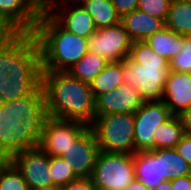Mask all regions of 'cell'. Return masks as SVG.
Here are the masks:
<instances>
[{"instance_id":"6da1fadb","label":"cell","mask_w":191,"mask_h":190,"mask_svg":"<svg viewBox=\"0 0 191 190\" xmlns=\"http://www.w3.org/2000/svg\"><path fill=\"white\" fill-rule=\"evenodd\" d=\"M41 52L34 33L0 31V99L17 100L41 85Z\"/></svg>"},{"instance_id":"7a4b0ae2","label":"cell","mask_w":191,"mask_h":190,"mask_svg":"<svg viewBox=\"0 0 191 190\" xmlns=\"http://www.w3.org/2000/svg\"><path fill=\"white\" fill-rule=\"evenodd\" d=\"M46 117L41 85L32 94L1 102L0 158L9 160L16 153L39 147Z\"/></svg>"},{"instance_id":"3957f363","label":"cell","mask_w":191,"mask_h":190,"mask_svg":"<svg viewBox=\"0 0 191 190\" xmlns=\"http://www.w3.org/2000/svg\"><path fill=\"white\" fill-rule=\"evenodd\" d=\"M47 116L78 121L90 127L95 118V98L88 83L68 71H42Z\"/></svg>"},{"instance_id":"277c9868","label":"cell","mask_w":191,"mask_h":190,"mask_svg":"<svg viewBox=\"0 0 191 190\" xmlns=\"http://www.w3.org/2000/svg\"><path fill=\"white\" fill-rule=\"evenodd\" d=\"M169 61L145 41L132 43L130 55L122 61L123 83L136 88L143 102L163 101Z\"/></svg>"},{"instance_id":"5b68a950","label":"cell","mask_w":191,"mask_h":190,"mask_svg":"<svg viewBox=\"0 0 191 190\" xmlns=\"http://www.w3.org/2000/svg\"><path fill=\"white\" fill-rule=\"evenodd\" d=\"M33 33L42 71H68L88 52V39L64 29L52 16L39 18Z\"/></svg>"},{"instance_id":"8992f818","label":"cell","mask_w":191,"mask_h":190,"mask_svg":"<svg viewBox=\"0 0 191 190\" xmlns=\"http://www.w3.org/2000/svg\"><path fill=\"white\" fill-rule=\"evenodd\" d=\"M90 128L95 134L100 151L134 154V114L96 116Z\"/></svg>"},{"instance_id":"52a82bcc","label":"cell","mask_w":191,"mask_h":190,"mask_svg":"<svg viewBox=\"0 0 191 190\" xmlns=\"http://www.w3.org/2000/svg\"><path fill=\"white\" fill-rule=\"evenodd\" d=\"M90 179L97 190H125L135 179L134 154L99 151Z\"/></svg>"},{"instance_id":"ba28073f","label":"cell","mask_w":191,"mask_h":190,"mask_svg":"<svg viewBox=\"0 0 191 190\" xmlns=\"http://www.w3.org/2000/svg\"><path fill=\"white\" fill-rule=\"evenodd\" d=\"M175 148L154 149L134 154L135 179L149 190L165 180H171L174 171Z\"/></svg>"},{"instance_id":"9c48e42d","label":"cell","mask_w":191,"mask_h":190,"mask_svg":"<svg viewBox=\"0 0 191 190\" xmlns=\"http://www.w3.org/2000/svg\"><path fill=\"white\" fill-rule=\"evenodd\" d=\"M88 128L86 124L78 121L47 116L43 124L39 148L49 156L62 157Z\"/></svg>"},{"instance_id":"30bf717a","label":"cell","mask_w":191,"mask_h":190,"mask_svg":"<svg viewBox=\"0 0 191 190\" xmlns=\"http://www.w3.org/2000/svg\"><path fill=\"white\" fill-rule=\"evenodd\" d=\"M172 115L164 101L143 102L134 113V154L155 149L154 131Z\"/></svg>"},{"instance_id":"8fae6325","label":"cell","mask_w":191,"mask_h":190,"mask_svg":"<svg viewBox=\"0 0 191 190\" xmlns=\"http://www.w3.org/2000/svg\"><path fill=\"white\" fill-rule=\"evenodd\" d=\"M9 161L21 173L29 190L53 189V179L49 170L50 156L39 147L16 153Z\"/></svg>"},{"instance_id":"7c38bea8","label":"cell","mask_w":191,"mask_h":190,"mask_svg":"<svg viewBox=\"0 0 191 190\" xmlns=\"http://www.w3.org/2000/svg\"><path fill=\"white\" fill-rule=\"evenodd\" d=\"M133 41L123 24L97 29L88 38V51L103 57L108 62L123 61L130 55Z\"/></svg>"},{"instance_id":"4fadbf2b","label":"cell","mask_w":191,"mask_h":190,"mask_svg":"<svg viewBox=\"0 0 191 190\" xmlns=\"http://www.w3.org/2000/svg\"><path fill=\"white\" fill-rule=\"evenodd\" d=\"M99 151L95 134L89 127L72 143V146L68 152L62 155V158H66V163L78 178H90Z\"/></svg>"},{"instance_id":"5bb4252c","label":"cell","mask_w":191,"mask_h":190,"mask_svg":"<svg viewBox=\"0 0 191 190\" xmlns=\"http://www.w3.org/2000/svg\"><path fill=\"white\" fill-rule=\"evenodd\" d=\"M142 104L138 90L123 83L95 99V117L113 113L134 114Z\"/></svg>"},{"instance_id":"9a60e30c","label":"cell","mask_w":191,"mask_h":190,"mask_svg":"<svg viewBox=\"0 0 191 190\" xmlns=\"http://www.w3.org/2000/svg\"><path fill=\"white\" fill-rule=\"evenodd\" d=\"M38 20L25 0H0V31L33 33Z\"/></svg>"},{"instance_id":"2e32d148","label":"cell","mask_w":191,"mask_h":190,"mask_svg":"<svg viewBox=\"0 0 191 190\" xmlns=\"http://www.w3.org/2000/svg\"><path fill=\"white\" fill-rule=\"evenodd\" d=\"M163 101L173 115L191 106V73L169 71Z\"/></svg>"},{"instance_id":"e0dca14e","label":"cell","mask_w":191,"mask_h":190,"mask_svg":"<svg viewBox=\"0 0 191 190\" xmlns=\"http://www.w3.org/2000/svg\"><path fill=\"white\" fill-rule=\"evenodd\" d=\"M52 17L66 30L83 38H89L96 32L91 15L79 5L60 7Z\"/></svg>"},{"instance_id":"ac0fdd59","label":"cell","mask_w":191,"mask_h":190,"mask_svg":"<svg viewBox=\"0 0 191 190\" xmlns=\"http://www.w3.org/2000/svg\"><path fill=\"white\" fill-rule=\"evenodd\" d=\"M125 30L133 42L145 41L148 37L165 27V21L142 12L138 9L121 18Z\"/></svg>"},{"instance_id":"d6986e66","label":"cell","mask_w":191,"mask_h":190,"mask_svg":"<svg viewBox=\"0 0 191 190\" xmlns=\"http://www.w3.org/2000/svg\"><path fill=\"white\" fill-rule=\"evenodd\" d=\"M145 42L161 57L170 61L182 49L183 36L164 27L148 37Z\"/></svg>"},{"instance_id":"ffe728a7","label":"cell","mask_w":191,"mask_h":190,"mask_svg":"<svg viewBox=\"0 0 191 190\" xmlns=\"http://www.w3.org/2000/svg\"><path fill=\"white\" fill-rule=\"evenodd\" d=\"M165 27L181 36L191 35V0H172Z\"/></svg>"},{"instance_id":"44dd1931","label":"cell","mask_w":191,"mask_h":190,"mask_svg":"<svg viewBox=\"0 0 191 190\" xmlns=\"http://www.w3.org/2000/svg\"><path fill=\"white\" fill-rule=\"evenodd\" d=\"M81 5L93 18L96 29L114 26L121 22L112 1L84 0Z\"/></svg>"},{"instance_id":"7402d4cb","label":"cell","mask_w":191,"mask_h":190,"mask_svg":"<svg viewBox=\"0 0 191 190\" xmlns=\"http://www.w3.org/2000/svg\"><path fill=\"white\" fill-rule=\"evenodd\" d=\"M123 84L122 61L109 62L106 67L89 83L93 97L119 87Z\"/></svg>"},{"instance_id":"603a6c76","label":"cell","mask_w":191,"mask_h":190,"mask_svg":"<svg viewBox=\"0 0 191 190\" xmlns=\"http://www.w3.org/2000/svg\"><path fill=\"white\" fill-rule=\"evenodd\" d=\"M155 149L175 148L184 136L183 126L178 115H172L154 131Z\"/></svg>"},{"instance_id":"cb8c5ba5","label":"cell","mask_w":191,"mask_h":190,"mask_svg":"<svg viewBox=\"0 0 191 190\" xmlns=\"http://www.w3.org/2000/svg\"><path fill=\"white\" fill-rule=\"evenodd\" d=\"M108 63L103 57L88 51L68 72L73 77L89 84Z\"/></svg>"},{"instance_id":"d4e9b609","label":"cell","mask_w":191,"mask_h":190,"mask_svg":"<svg viewBox=\"0 0 191 190\" xmlns=\"http://www.w3.org/2000/svg\"><path fill=\"white\" fill-rule=\"evenodd\" d=\"M0 190H29L21 173L9 160L0 163Z\"/></svg>"},{"instance_id":"484cf974","label":"cell","mask_w":191,"mask_h":190,"mask_svg":"<svg viewBox=\"0 0 191 190\" xmlns=\"http://www.w3.org/2000/svg\"><path fill=\"white\" fill-rule=\"evenodd\" d=\"M49 170L53 179V189H60L69 182L78 179L68 163H66V158L50 156Z\"/></svg>"},{"instance_id":"4316f807","label":"cell","mask_w":191,"mask_h":190,"mask_svg":"<svg viewBox=\"0 0 191 190\" xmlns=\"http://www.w3.org/2000/svg\"><path fill=\"white\" fill-rule=\"evenodd\" d=\"M170 71L191 73V35L183 36L181 51L169 61Z\"/></svg>"},{"instance_id":"83f0119b","label":"cell","mask_w":191,"mask_h":190,"mask_svg":"<svg viewBox=\"0 0 191 190\" xmlns=\"http://www.w3.org/2000/svg\"><path fill=\"white\" fill-rule=\"evenodd\" d=\"M171 1L172 0H138L137 9L150 16L166 21Z\"/></svg>"},{"instance_id":"f1b7e54d","label":"cell","mask_w":191,"mask_h":190,"mask_svg":"<svg viewBox=\"0 0 191 190\" xmlns=\"http://www.w3.org/2000/svg\"><path fill=\"white\" fill-rule=\"evenodd\" d=\"M30 11L39 19L52 16L60 8V0H25Z\"/></svg>"},{"instance_id":"f546056e","label":"cell","mask_w":191,"mask_h":190,"mask_svg":"<svg viewBox=\"0 0 191 190\" xmlns=\"http://www.w3.org/2000/svg\"><path fill=\"white\" fill-rule=\"evenodd\" d=\"M188 175H191V166L175 150L174 171L171 173V179L185 177Z\"/></svg>"},{"instance_id":"4dcf8cb0","label":"cell","mask_w":191,"mask_h":190,"mask_svg":"<svg viewBox=\"0 0 191 190\" xmlns=\"http://www.w3.org/2000/svg\"><path fill=\"white\" fill-rule=\"evenodd\" d=\"M175 150L191 166V135L184 134L179 143L175 146Z\"/></svg>"},{"instance_id":"1f68e13d","label":"cell","mask_w":191,"mask_h":190,"mask_svg":"<svg viewBox=\"0 0 191 190\" xmlns=\"http://www.w3.org/2000/svg\"><path fill=\"white\" fill-rule=\"evenodd\" d=\"M112 2L121 18L137 9L138 5V0H113Z\"/></svg>"},{"instance_id":"d6a6232c","label":"cell","mask_w":191,"mask_h":190,"mask_svg":"<svg viewBox=\"0 0 191 190\" xmlns=\"http://www.w3.org/2000/svg\"><path fill=\"white\" fill-rule=\"evenodd\" d=\"M60 190H97L90 178H78L75 181L69 182L67 185L60 188Z\"/></svg>"},{"instance_id":"836d02e7","label":"cell","mask_w":191,"mask_h":190,"mask_svg":"<svg viewBox=\"0 0 191 190\" xmlns=\"http://www.w3.org/2000/svg\"><path fill=\"white\" fill-rule=\"evenodd\" d=\"M174 190H191V175L171 179Z\"/></svg>"},{"instance_id":"e575fe53","label":"cell","mask_w":191,"mask_h":190,"mask_svg":"<svg viewBox=\"0 0 191 190\" xmlns=\"http://www.w3.org/2000/svg\"><path fill=\"white\" fill-rule=\"evenodd\" d=\"M178 117L183 126L184 134L191 135V106L183 110Z\"/></svg>"},{"instance_id":"d590c367","label":"cell","mask_w":191,"mask_h":190,"mask_svg":"<svg viewBox=\"0 0 191 190\" xmlns=\"http://www.w3.org/2000/svg\"><path fill=\"white\" fill-rule=\"evenodd\" d=\"M125 190H149L142 182L136 179Z\"/></svg>"},{"instance_id":"8d00e7d4","label":"cell","mask_w":191,"mask_h":190,"mask_svg":"<svg viewBox=\"0 0 191 190\" xmlns=\"http://www.w3.org/2000/svg\"><path fill=\"white\" fill-rule=\"evenodd\" d=\"M152 190H174L171 181L170 180H165L162 183H160L156 188Z\"/></svg>"},{"instance_id":"74e56055","label":"cell","mask_w":191,"mask_h":190,"mask_svg":"<svg viewBox=\"0 0 191 190\" xmlns=\"http://www.w3.org/2000/svg\"><path fill=\"white\" fill-rule=\"evenodd\" d=\"M84 0H60V7H64L67 5H79Z\"/></svg>"}]
</instances>
